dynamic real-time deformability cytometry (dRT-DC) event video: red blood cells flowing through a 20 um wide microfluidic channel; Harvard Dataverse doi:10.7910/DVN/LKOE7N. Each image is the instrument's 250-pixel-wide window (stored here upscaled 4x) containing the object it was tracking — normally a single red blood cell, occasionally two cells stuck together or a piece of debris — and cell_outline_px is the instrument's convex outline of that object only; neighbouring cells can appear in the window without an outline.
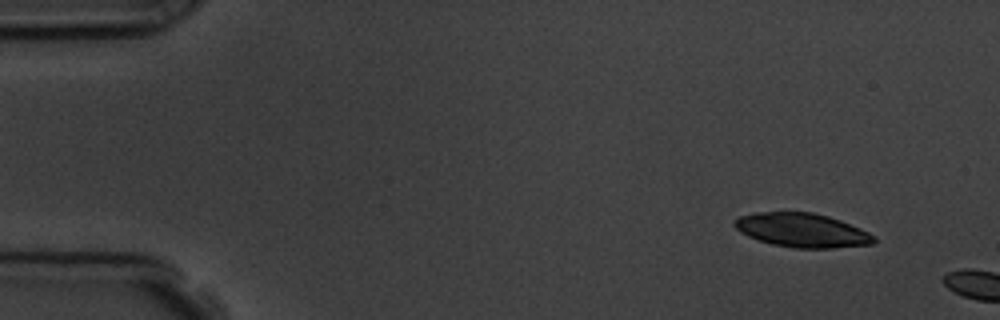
{"species": "common noctule bat (a hibernating species)", "species_latin": "Nyctalus noctula", "temperature_condition": "room temperature", "stored_images_in_passage": 2, "camera_frame_rate_fps": 3000, "um_per_image_px": 0.085, "animal": {"sex": "male", "body_mass_g": 19.5, "forearm_length_mm": 54.6}, "frame": {"image": 1, "passage_image": 1, "time_ms": 0.0, "image_size_px": [1000, 320], "cell_outline_px": [[876, 240], [872, 244], [832, 248], [792, 248], [772, 244], [748, 236], [740, 232], [732, 224], [732, 220], [740, 216], [756, 212], [812, 212], [828, 216], [840, 220], [860, 228], [876, 236]], "centroid_in_image_um": [68.16, 19.57], "position_along_channel_um": 16.8, "area_um2": 27.69}}